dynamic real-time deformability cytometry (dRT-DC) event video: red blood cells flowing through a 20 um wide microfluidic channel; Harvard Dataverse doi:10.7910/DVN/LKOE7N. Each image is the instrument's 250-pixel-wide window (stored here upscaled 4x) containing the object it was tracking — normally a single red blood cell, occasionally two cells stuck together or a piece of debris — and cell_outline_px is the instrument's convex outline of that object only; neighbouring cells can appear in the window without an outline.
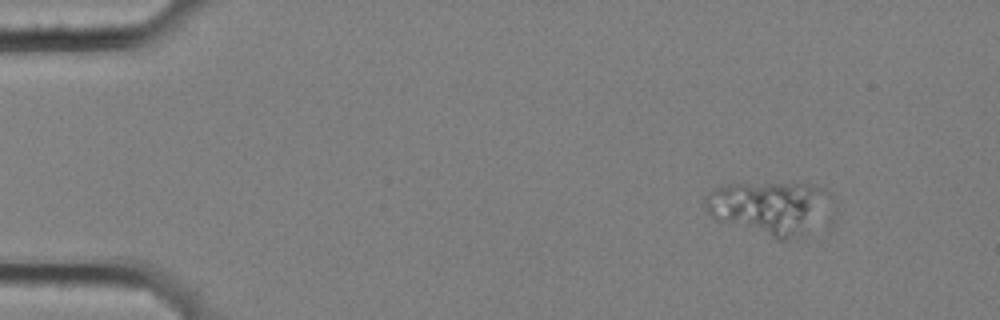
{"species": "common noctule bat (a hibernating species)", "species_latin": "Nyctalus noctula", "temperature_condition": "cold", "stored_images_in_passage": 14, "camera_frame_rate_fps": 3000, "um_per_image_px": 0.085, "animal": {"sex": "female", "body_mass_g": 25.1}, "frame": {"image": 1, "passage_image": 1, "time_ms": 0.0, "image_size_px": [1000, 320], "cell_outline_px": [[832, 200], [804, 236], [788, 240], [776, 240], [712, 216], [708, 212], [704, 204], [704, 196], [716, 188], [728, 184], [816, 184], [832, 192]], "centroid_in_image_um": [65.43, 17.64], "position_along_channel_um": 19.6, "area_um2": 38.55}}
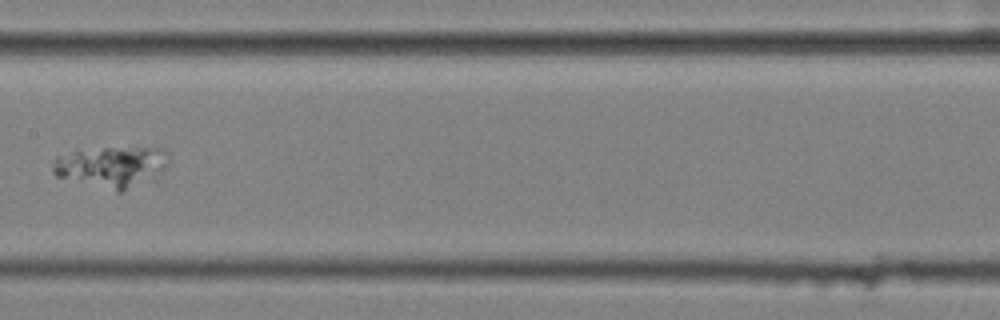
{"frame": {"image": 2, "passage_image": 7, "time_ms": 2.0, "image_size_px": [1000, 320], "cell_outline_px": [[168, 164], [160, 172], [120, 192], [116, 192], [56, 176], [52, 172], [52, 164], [56, 156], [76, 148], [136, 144], [164, 148], [168, 152]], "centroid_in_image_um": [9.44, 14.05], "position_along_channel_um": 198.0, "area_um2": 28.9}}
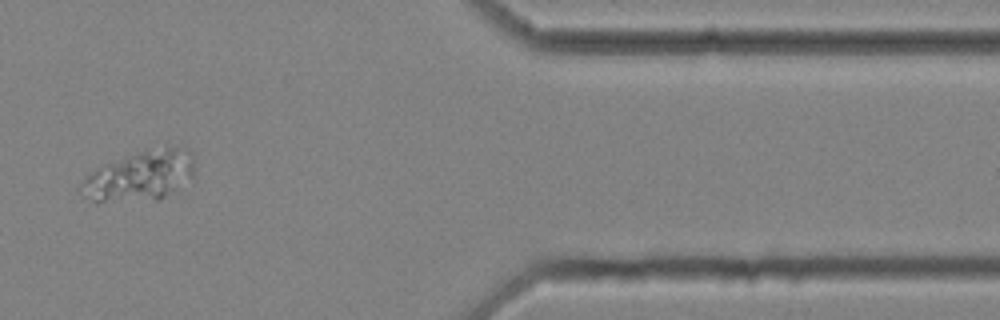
{"frame": {"image": 3, "passage_image": 12, "time_ms": 3.667, "image_size_px": [1000, 320], "cell_outline_px": [[192, 176], [160, 200], [96, 204], [76, 192], [76, 188], [96, 168], [148, 148], [188, 148], [192, 160]], "centroid_in_image_um": [11.78, 15.02], "position_along_channel_um": 399.6, "area_um2": 33.18}}